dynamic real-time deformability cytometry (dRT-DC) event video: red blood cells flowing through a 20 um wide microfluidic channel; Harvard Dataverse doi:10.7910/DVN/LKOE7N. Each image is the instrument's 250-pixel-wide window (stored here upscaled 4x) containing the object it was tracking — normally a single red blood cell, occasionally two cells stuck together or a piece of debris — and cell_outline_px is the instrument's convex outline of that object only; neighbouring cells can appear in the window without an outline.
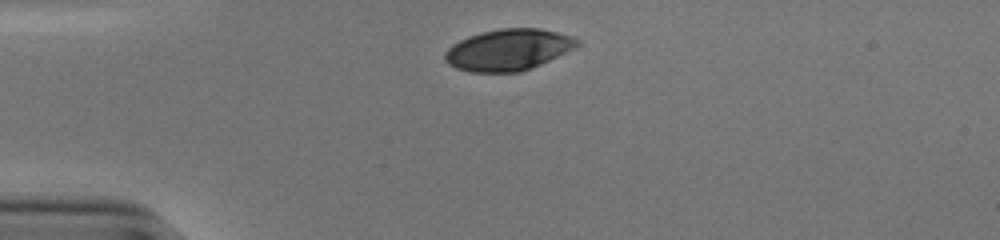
{"species": "human", "species_latin": "Homo sapiens", "temperature_condition": "cold", "stored_images_in_passage": 31, "camera_frame_rate_fps": 3000, "um_per_image_px": 0.085, "donor": {"sex": "male"}, "frame": {"image": 1, "passage_image": 1, "time_ms": 0.0, "image_size_px": [1000, 240], "cell_outline_px": [[580, 44], [532, 68], [520, 72], [468, 72], [456, 68], [448, 64], [444, 60], [444, 52], [452, 44], [468, 36], [480, 32], [500, 28], [540, 28], [572, 36], [580, 40]], "centroid_in_image_um": [43.15, 4.23], "position_along_channel_um": 41.9, "area_um2": 31.85}}
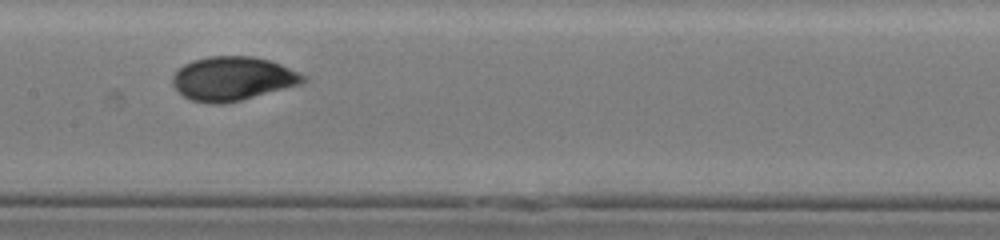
{"frame": {"image": 2, "passage_image": 15, "time_ms": 4.667, "image_size_px": [1000, 240], "cell_outline_px": [[308, 80], [300, 84], [240, 100], [224, 104], [212, 104], [192, 100], [184, 96], [172, 84], [172, 76], [176, 68], [192, 60], [208, 56], [252, 56], [272, 60], [308, 76]], "centroid_in_image_um": [19.77, 6.66], "position_along_channel_um": 187.6, "area_um2": 33.58}}
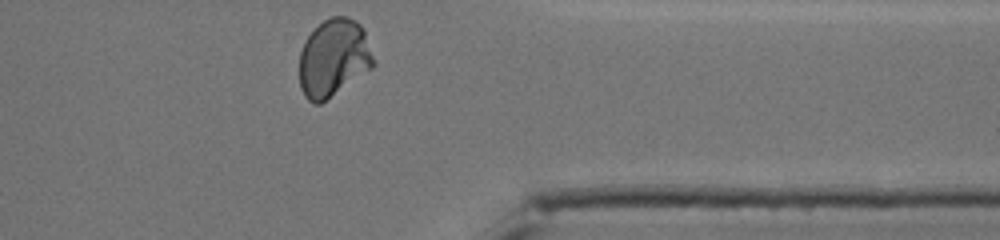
{"frame": {"image": 3, "passage_image": 31, "time_ms": 10.0, "image_size_px": [1000, 240], "cell_outline_px": [[376, 64], [372, 68], [320, 104], [312, 104], [304, 96], [300, 88], [300, 52], [304, 40], [324, 20], [332, 16], [348, 16], [356, 20], [364, 28]], "centroid_in_image_um": [28.36, 4.92], "position_along_channel_um": 383.0, "area_um2": 33.7}, "authors_computed_cell_mechanics": {"area_um2": 32.7726, "velocity_mm_per_s": 3.819, "shape_relaxation_time_tau1_ms": 3.5974, "shape_relaxation_time_tau2_ms": 0.672, "deformation_change_tau1": 0.1321, "deformation_change_tau2": 0.0322}}